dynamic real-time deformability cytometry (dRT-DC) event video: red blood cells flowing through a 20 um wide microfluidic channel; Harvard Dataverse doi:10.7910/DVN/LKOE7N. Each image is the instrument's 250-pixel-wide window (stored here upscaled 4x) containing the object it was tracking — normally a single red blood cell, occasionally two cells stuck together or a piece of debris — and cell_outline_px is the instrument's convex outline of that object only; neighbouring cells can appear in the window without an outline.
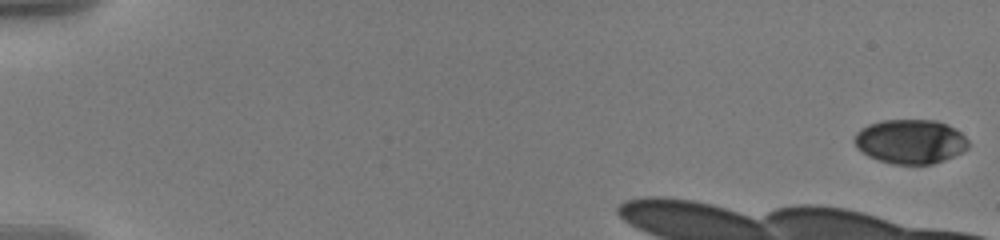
{"species": "human", "species_latin": "Homo sapiens", "temperature_condition": "warm", "stored_images_in_passage": 44, "camera_frame_rate_fps": 3000, "um_per_image_px": 0.085, "donor": {"sex": "male"}, "frame": {"image": 1, "passage_image": 1, "time_ms": 0.0, "image_size_px": [1000, 240], "cell_outline_px": [[968, 148], [944, 160], [932, 164], [892, 164], [868, 156], [856, 148], [852, 140], [856, 132], [860, 128], [868, 124], [884, 120], [936, 120], [948, 124], [960, 132], [968, 140]], "centroid_in_image_um": [77.34, 12.02], "position_along_channel_um": 7.7, "area_um2": 29.54}}
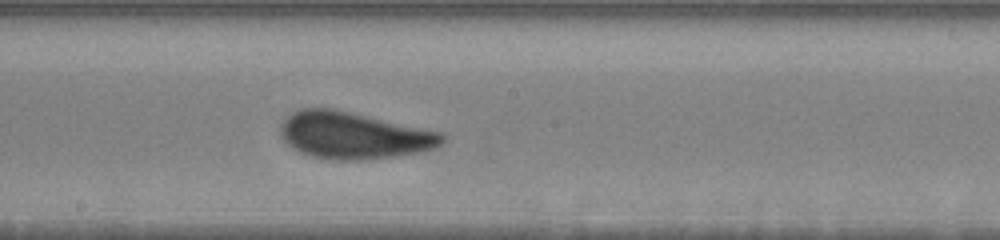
{"frame": {"image": 2, "passage_image": 26, "time_ms": 8.333, "image_size_px": [1000, 240], "cell_outline_px": [[448, 136], [440, 144], [432, 148], [416, 152], [396, 156], [360, 160], [336, 160], [312, 156], [300, 152], [292, 148], [280, 136], [280, 124], [292, 112], [300, 108], [332, 108], [352, 112], [444, 132]], "centroid_in_image_um": [30.06, 11.49], "position_along_channel_um": 218.1, "area_um2": 44.27}}
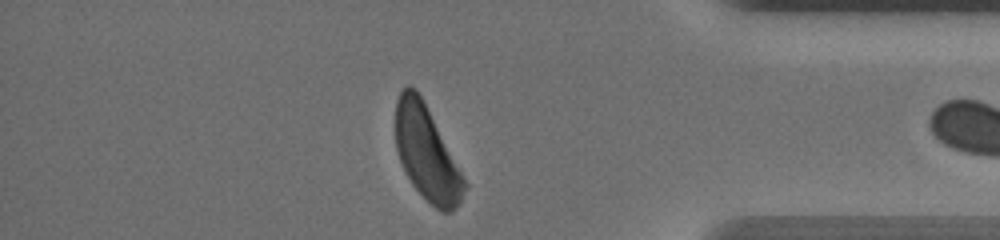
{"frame": {"image": 3, "passage_image": 43, "time_ms": 14.0, "image_size_px": [1000, 240], "cell_outline_px": [[468, 184], [456, 208], [452, 212], [444, 212], [436, 208], [412, 184], [400, 160], [396, 148], [396, 100], [400, 92], [408, 84], [416, 88]], "centroid_in_image_um": [36.27, 13.02], "position_along_channel_um": 398.9, "area_um2": 36.88}}